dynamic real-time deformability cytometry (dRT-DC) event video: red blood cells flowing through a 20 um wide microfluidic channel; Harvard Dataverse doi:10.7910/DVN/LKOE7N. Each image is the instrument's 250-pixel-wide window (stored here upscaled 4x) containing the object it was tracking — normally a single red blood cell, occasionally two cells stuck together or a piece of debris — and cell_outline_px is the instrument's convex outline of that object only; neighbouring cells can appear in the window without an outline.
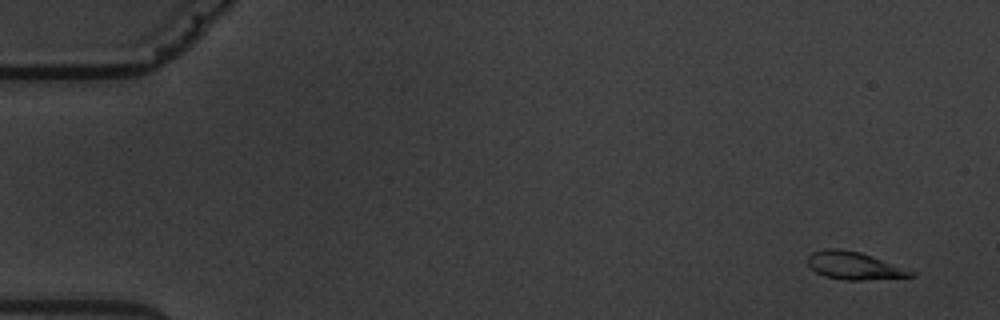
{"species": "common noctule bat (a hibernating species)", "species_latin": "Nyctalus noctula", "temperature_condition": "warm", "stored_images_in_passage": 6, "camera_frame_rate_fps": 3000, "um_per_image_px": 0.085, "animal": {"sex": "male", "body_mass_g": 19.5, "forearm_length_mm": 54.6}, "frame": {"image": 1, "passage_image": 1, "time_ms": 0.0, "image_size_px": [1000, 320], "cell_outline_px": [[916, 276], [860, 280], [844, 280], [824, 276], [816, 272], [808, 264], [808, 256], [812, 252], [836, 248], [860, 252], [872, 256], [916, 272]], "centroid_in_image_um": [72.61, 22.59], "position_along_channel_um": 12.4, "area_um2": 16.36}}
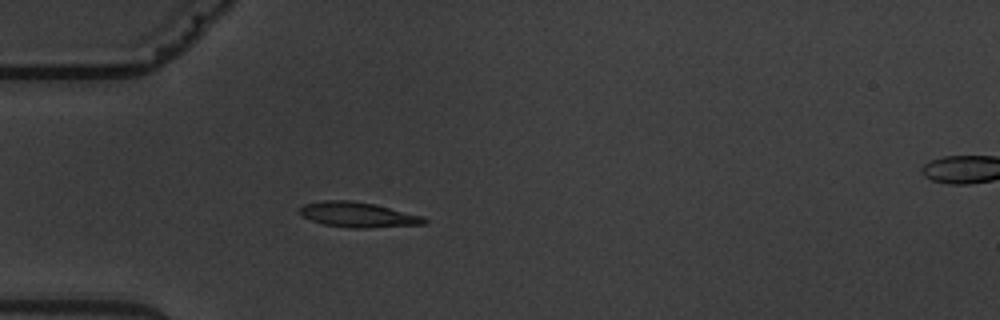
{"frame": {"image": 2, "passage_image": 5, "time_ms": 4.667, "image_size_px": [1000, 320], "cell_outline_px": [[428, 224], [364, 228], [352, 228], [324, 224], [300, 216], [296, 212], [304, 204], [324, 200], [348, 200], [372, 204], [420, 216], [428, 220]], "centroid_in_image_um": [30.36, 18.26], "position_along_channel_um": 54.6, "area_um2": 17.98}}